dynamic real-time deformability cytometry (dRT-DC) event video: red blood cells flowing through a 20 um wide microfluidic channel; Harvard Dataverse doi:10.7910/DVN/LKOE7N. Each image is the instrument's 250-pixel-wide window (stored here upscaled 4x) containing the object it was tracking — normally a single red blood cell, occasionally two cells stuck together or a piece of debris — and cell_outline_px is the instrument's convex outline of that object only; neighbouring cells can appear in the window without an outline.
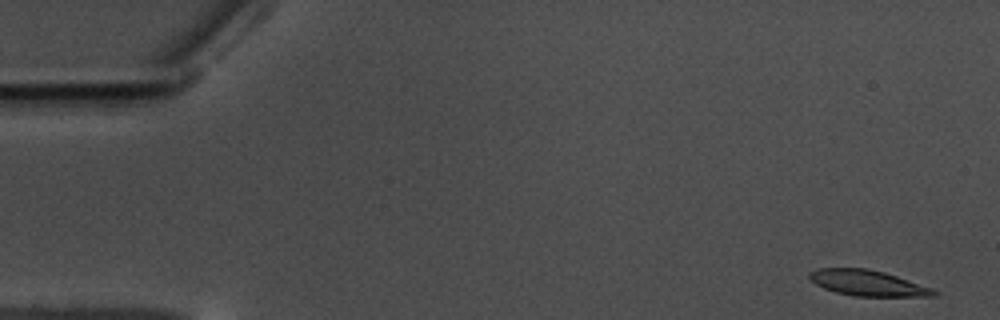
{"species": "common noctule bat (a hibernating species)", "species_latin": "Nyctalus noctula", "temperature_condition": "warm", "stored_images_in_passage": 57, "camera_frame_rate_fps": 3000, "um_per_image_px": 0.085, "animal": {"sex": "male", "body_mass_g": 17.5, "forearm_length_mm": 52.3}, "frame": {"image": 1, "passage_image": 1, "time_ms": 0.0, "image_size_px": [1000, 320], "cell_outline_px": [[940, 292], [936, 296], [856, 296], [836, 292], [824, 288], [816, 284], [808, 276], [808, 272], [816, 268], [868, 268], [884, 272], [932, 288]], "centroid_in_image_um": [73.75, 24.05], "position_along_channel_um": 11.3, "area_um2": 18.55}}
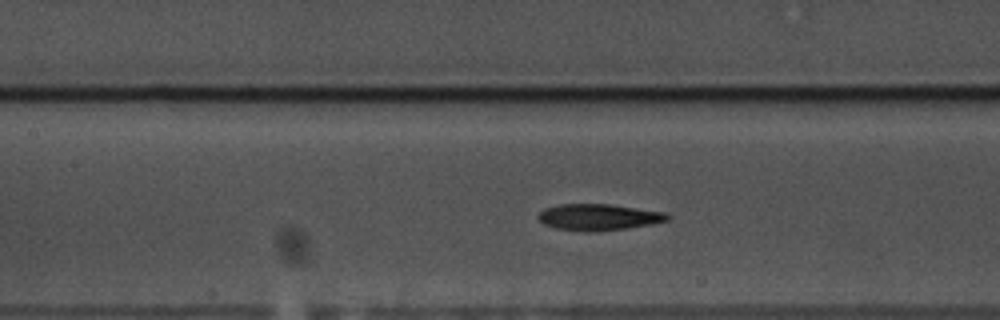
{"frame": {"image": 2, "passage_image": 25, "time_ms": 8.0, "image_size_px": [1000, 320], "cell_outline_px": [[672, 216], [668, 220], [652, 224], [628, 228], [596, 232], [584, 232], [556, 228], [544, 224], [536, 216], [544, 208], [560, 204], [608, 204], [664, 212]], "centroid_in_image_um": [50.87, 18.46], "position_along_channel_um": 156.5, "area_um2": 19.94}}
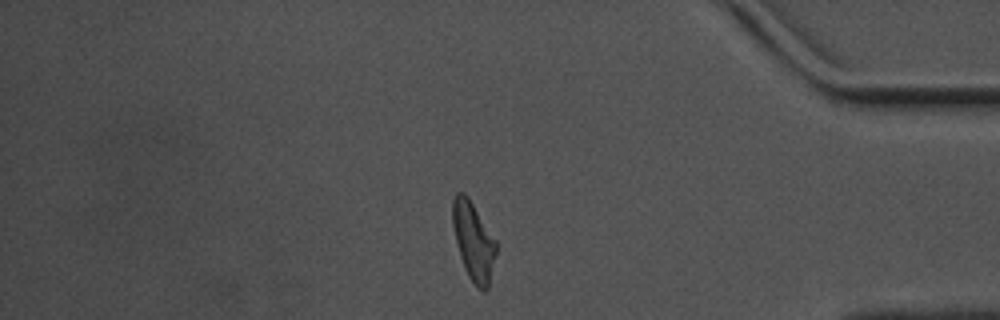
{"frame": {"image": 3, "passage_image": 48, "time_ms": 15.667, "image_size_px": [1000, 320], "cell_outline_px": [[496, 252], [488, 288], [484, 292], [468, 276], [460, 256], [452, 224], [452, 200], [456, 192], [464, 192], [468, 196], [496, 240]], "centroid_in_image_um": [40.23, 20.45], "position_along_channel_um": 395.0, "area_um2": 19.59}, "authors_computed_cell_mechanics": {"area_um2": 19.652, "velocity_mm_per_s": 3.4953, "shape_relaxation_time_tau1_ms": 5.5625, "shape_relaxation_time_tau2_ms": 4.2692, "deformation_change_tau1": 0.1803, "deformation_change_tau2": 0.1182}}